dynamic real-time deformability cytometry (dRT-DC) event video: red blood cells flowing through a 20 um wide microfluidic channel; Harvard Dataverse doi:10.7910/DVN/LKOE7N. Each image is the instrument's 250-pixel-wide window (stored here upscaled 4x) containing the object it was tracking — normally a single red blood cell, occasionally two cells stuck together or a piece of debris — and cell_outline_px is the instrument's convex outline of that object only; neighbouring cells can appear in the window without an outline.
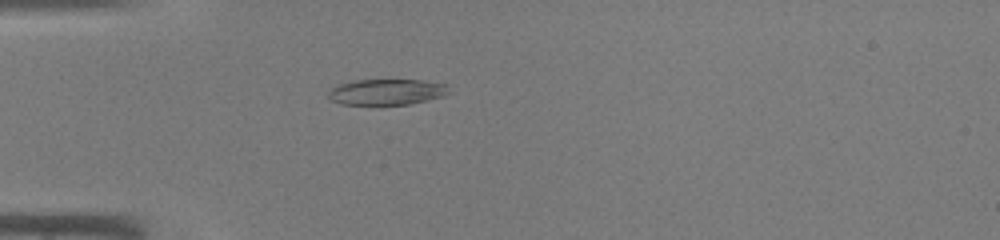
{"species": "common noctule bat (a hibernating species)", "species_latin": "Nyctalus noctula", "temperature_condition": "warm", "stored_images_in_passage": 29, "camera_frame_rate_fps": 3000, "um_per_image_px": 0.085, "animal": {"sex": "male", "body_mass_g": 19.0, "forearm_length_mm": 50.8}, "frame": {"image": 1, "passage_image": 3, "time_ms": 0.667, "image_size_px": [1000, 240], "cell_outline_px": [[452, 92], [448, 96], [408, 104], [340, 104], [332, 100], [328, 96], [328, 92], [336, 84], [352, 80], [420, 80], [448, 84]], "centroid_in_image_um": [32.93, 7.8], "position_along_channel_um": 52.1, "area_um2": 18.44}}
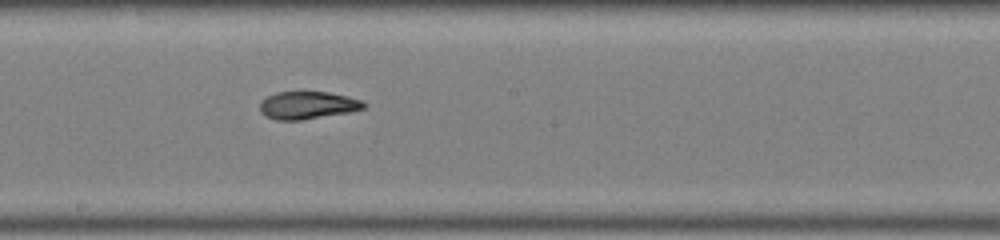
{"frame": {"image": 2, "passage_image": 15, "time_ms": 4.667, "image_size_px": [1000, 240], "cell_outline_px": [[368, 104], [364, 108], [348, 112], [300, 120], [276, 120], [264, 116], [260, 112], [260, 100], [276, 92], [328, 92], [348, 96], [364, 100]], "centroid_in_image_um": [26.14, 8.94], "position_along_channel_um": 222.1, "area_um2": 16.82}}
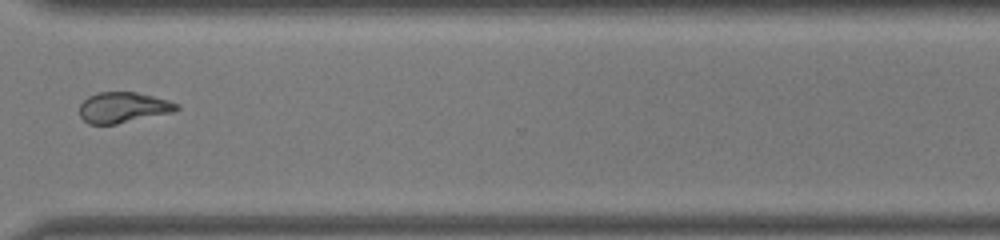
{"frame": {"image": 3, "passage_image": 24, "time_ms": 7.667, "image_size_px": [1000, 240], "cell_outline_px": [[180, 108], [172, 112], [116, 124], [88, 124], [80, 116], [80, 104], [88, 96], [96, 92], [136, 92], [168, 100], [180, 104]], "centroid_in_image_um": [10.46, 9.13], "position_along_channel_um": 360.1, "area_um2": 17.28}}